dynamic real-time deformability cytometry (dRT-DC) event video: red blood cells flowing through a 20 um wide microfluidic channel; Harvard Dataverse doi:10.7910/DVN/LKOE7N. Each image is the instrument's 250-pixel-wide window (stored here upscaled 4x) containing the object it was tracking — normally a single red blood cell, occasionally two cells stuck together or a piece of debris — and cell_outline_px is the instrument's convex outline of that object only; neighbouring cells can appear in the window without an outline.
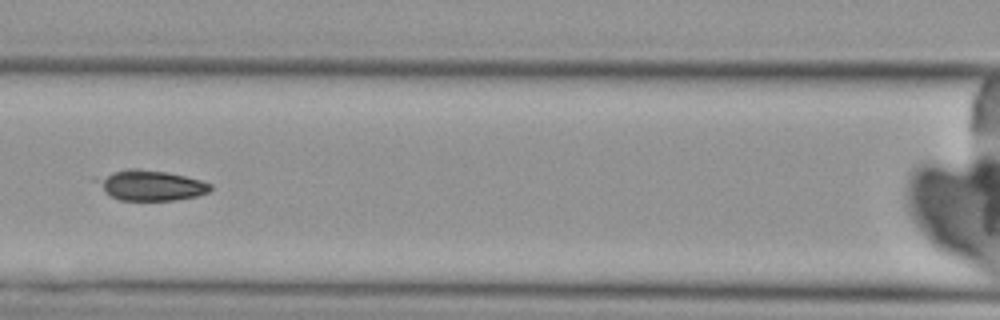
{"species": "Egyptian fruit bat (a non-hibernating species)", "species_latin": "Rousettus aegyptiacus", "temperature_condition": "cold", "stored_images_in_passage": 7, "camera_frame_rate_fps": 3000, "um_per_image_px": 0.085, "animal": {"sex": "female"}, "frame": {"image": 1, "passage_image": 7, "time_ms": 7.667, "image_size_px": [1000, 320], "cell_outline_px": [[212, 188], [208, 192], [196, 196], [176, 200], [120, 200], [104, 192], [92, 180], [92, 176], [128, 168], [140, 168], [164, 172], [184, 176], [200, 180], [212, 184]], "centroid_in_image_um": [12.7, 15.74], "position_along_channel_um": 153.9, "area_um2": 20.35}}